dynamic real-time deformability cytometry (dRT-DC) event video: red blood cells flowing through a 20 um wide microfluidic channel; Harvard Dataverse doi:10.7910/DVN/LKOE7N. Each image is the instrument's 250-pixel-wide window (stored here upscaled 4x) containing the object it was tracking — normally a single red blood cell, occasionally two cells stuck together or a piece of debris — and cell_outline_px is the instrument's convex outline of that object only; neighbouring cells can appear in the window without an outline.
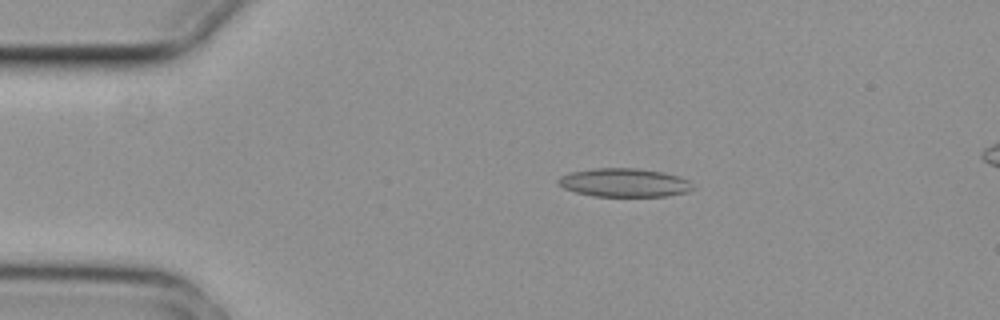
{"species": "common noctule bat (a hibernating species)", "species_latin": "Nyctalus noctula", "temperature_condition": "cold", "stored_images_in_passage": 5, "camera_frame_rate_fps": 3000, "um_per_image_px": 0.085, "animal": {"sex": "female", "body_mass_g": 29.2, "forearm_length_mm": 56.3}, "frame": {"image": 1, "passage_image": 3, "time_ms": 0.667, "image_size_px": [1000, 320], "cell_outline_px": [[696, 188], [688, 192], [664, 196], [592, 196], [576, 192], [564, 188], [556, 184], [556, 180], [560, 176], [568, 172], [592, 168], [636, 168], [664, 172], [680, 176], [688, 180]], "centroid_in_image_um": [53.04, 15.52], "position_along_channel_um": 32.0, "area_um2": 22.72}}